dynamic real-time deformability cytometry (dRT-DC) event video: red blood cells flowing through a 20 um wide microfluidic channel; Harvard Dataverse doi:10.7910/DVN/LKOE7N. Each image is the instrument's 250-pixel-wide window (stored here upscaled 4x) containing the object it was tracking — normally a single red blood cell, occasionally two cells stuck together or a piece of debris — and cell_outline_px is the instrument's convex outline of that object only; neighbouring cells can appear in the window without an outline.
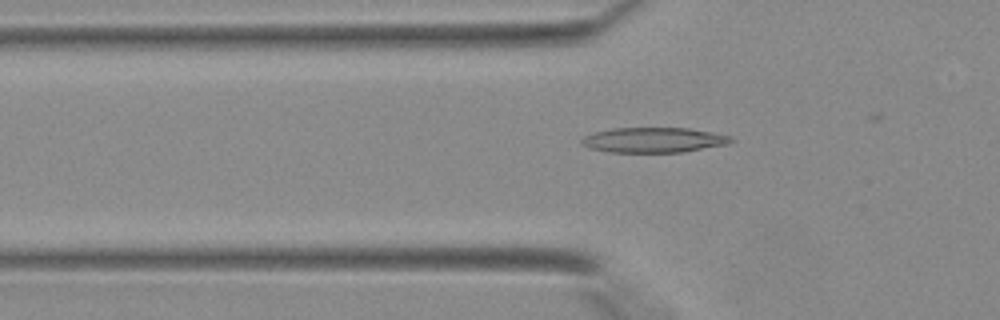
{"species": "Egyptian fruit bat (a non-hibernating species)", "species_latin": "Rousettus aegyptiacus", "temperature_condition": "warm", "stored_images_in_passage": 42, "camera_frame_rate_fps": 3000, "um_per_image_px": 0.085, "animal": {"sex": "female"}, "frame": {"image": 1, "passage_image": 15, "time_ms": 4.667, "image_size_px": [1000, 320], "cell_outline_px": [[736, 140], [728, 144], [680, 152], [612, 152], [588, 148], [580, 144], [580, 140], [584, 136], [592, 132], [612, 128], [688, 128], [732, 136]], "centroid_in_image_um": [55.52, 11.89], "position_along_channel_um": 70.3, "area_um2": 21.91}}
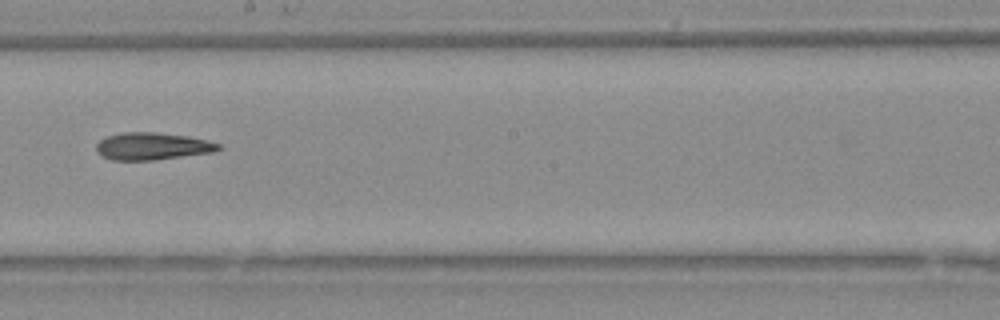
{"frame": {"image": 2, "passage_image": 25, "time_ms": 8.0, "image_size_px": [1000, 320], "cell_outline_px": [[220, 148], [216, 152], [152, 160], [112, 160], [104, 156], [96, 148], [96, 144], [100, 140], [108, 136], [124, 132], [156, 132], [188, 136], [208, 140], [220, 144]], "centroid_in_image_um": [12.99, 12.42], "position_along_channel_um": 235.2, "area_um2": 19.31}}
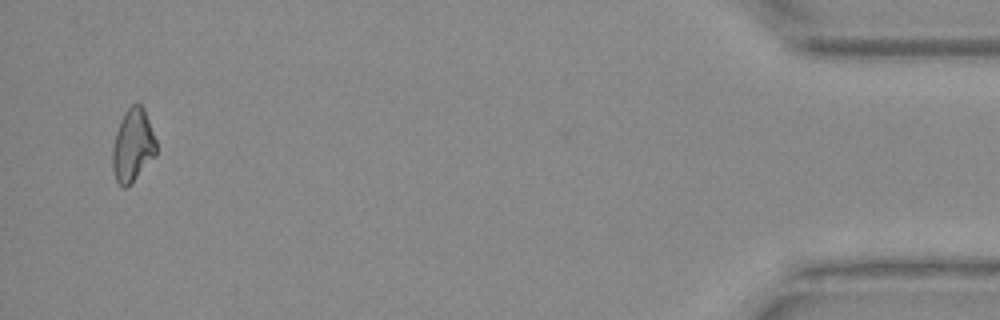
{"frame": {"image": 3, "passage_image": 41, "time_ms": 13.333, "image_size_px": [1000, 320], "cell_outline_px": [[156, 156], [132, 184], [124, 188], [116, 180], [112, 168], [112, 148], [116, 132], [120, 120], [124, 112], [132, 104], [140, 104], [144, 108], [156, 140]], "centroid_in_image_um": [11.29, 12.39], "position_along_channel_um": 423.9, "area_um2": 18.79}}